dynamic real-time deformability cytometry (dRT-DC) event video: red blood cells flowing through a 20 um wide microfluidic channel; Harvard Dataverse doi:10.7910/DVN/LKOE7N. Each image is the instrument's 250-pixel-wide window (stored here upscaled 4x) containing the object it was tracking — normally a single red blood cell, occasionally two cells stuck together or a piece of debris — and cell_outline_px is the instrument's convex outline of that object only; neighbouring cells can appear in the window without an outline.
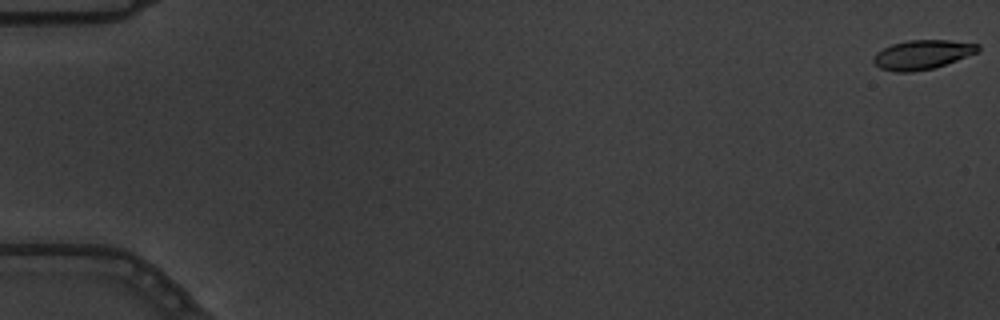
{"species": "common noctule bat (a hibernating species)", "species_latin": "Nyctalus noctula", "temperature_condition": "warm", "stored_images_in_passage": 6, "camera_frame_rate_fps": 3000, "um_per_image_px": 0.085, "animal": {"sex": "male", "body_mass_g": 19.5, "forearm_length_mm": 54.6}, "frame": {"image": 1, "passage_image": 1, "time_ms": 0.0, "image_size_px": [1000, 320], "cell_outline_px": [[980, 52], [932, 68], [912, 72], [896, 72], [880, 68], [872, 60], [872, 56], [876, 52], [892, 44], [908, 40], [948, 40], [980, 44]], "centroid_in_image_um": [78.39, 4.63], "position_along_channel_um": 6.6, "area_um2": 17.8}}
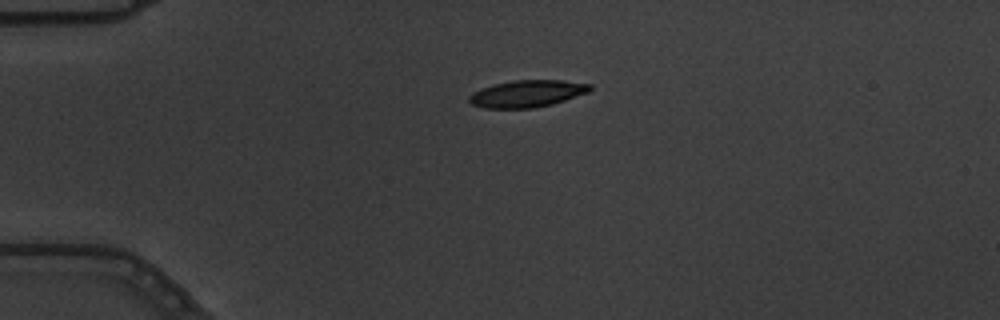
{"frame": {"image": 2, "passage_image": 5, "time_ms": 1.333, "image_size_px": [1000, 320], "cell_outline_px": [[592, 88], [588, 92], [552, 104], [532, 108], [484, 108], [472, 104], [468, 100], [468, 96], [472, 92], [480, 88], [492, 84], [512, 80], [564, 80], [592, 84]], "centroid_in_image_um": [44.77, 7.95], "position_along_channel_um": 40.2, "area_um2": 19.13}}
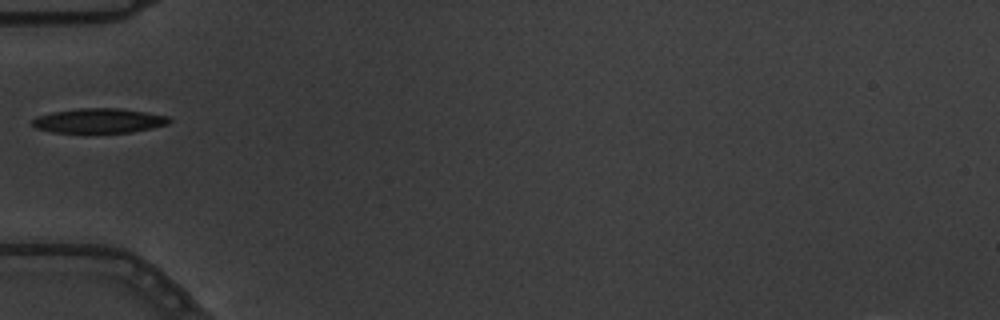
{"frame": {"image": 3, "passage_image": 6, "time_ms": 1.667, "image_size_px": [1000, 320], "cell_outline_px": [[172, 120], [168, 124], [152, 128], [132, 132], [52, 132], [36, 128], [32, 124], [32, 120], [36, 116], [52, 112], [80, 108], [120, 108], [168, 116]], "centroid_in_image_um": [8.41, 10.25], "position_along_channel_um": 76.6, "area_um2": 19.54}}